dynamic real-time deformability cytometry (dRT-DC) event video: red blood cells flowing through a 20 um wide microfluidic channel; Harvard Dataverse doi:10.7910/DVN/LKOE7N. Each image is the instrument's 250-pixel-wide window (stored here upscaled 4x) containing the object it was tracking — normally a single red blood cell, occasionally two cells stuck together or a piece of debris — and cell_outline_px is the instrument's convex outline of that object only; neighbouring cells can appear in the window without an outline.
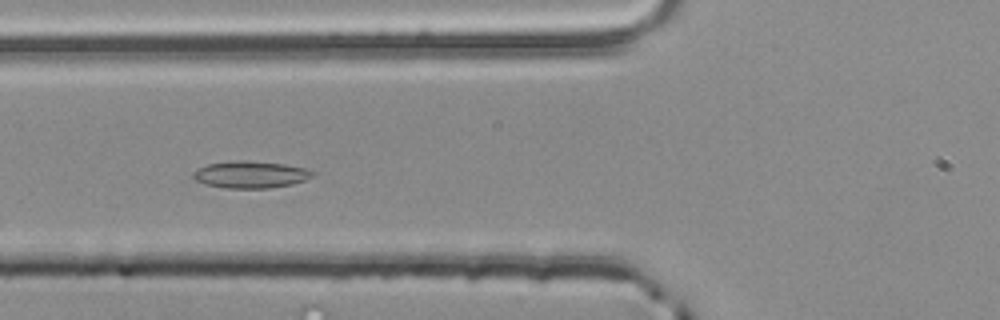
{"species": "common noctule bat (a hibernating species)", "species_latin": "Nyctalus noctula", "temperature_condition": "room temperature", "stored_images_in_passage": 43, "camera_frame_rate_fps": 3000, "um_per_image_px": 0.085, "animal": {"sex": "male", "body_mass_g": 20.4}, "frame": {"image": 1, "passage_image": 9, "time_ms": 2.667, "image_size_px": [1000, 320], "cell_outline_px": [[316, 172], [312, 176], [304, 180], [292, 184], [268, 188], [224, 188], [204, 184], [196, 180], [192, 176], [192, 172], [208, 164], [232, 160], [244, 160], [284, 164], [304, 168]], "centroid_in_image_um": [21.27, 14.83], "position_along_channel_um": 104.5, "area_um2": 18.73}}
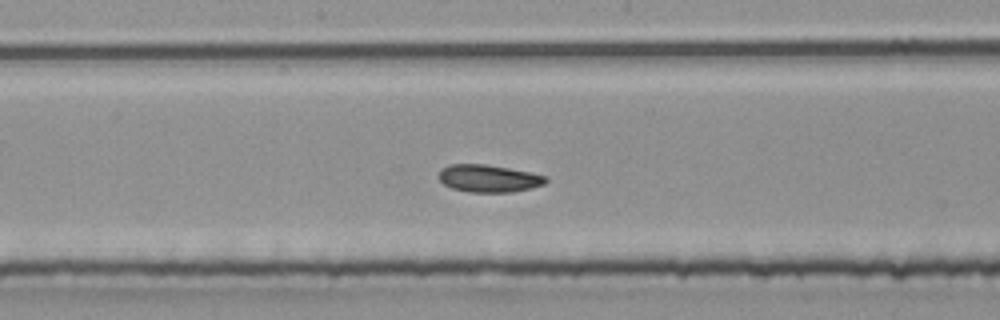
{"frame": {"image": 2, "passage_image": 17, "time_ms": 5.333, "image_size_px": [1000, 320], "cell_outline_px": [[548, 180], [544, 184], [532, 188], [512, 192], [468, 192], [452, 188], [444, 184], [436, 176], [440, 168], [448, 164], [488, 164], [548, 176]], "centroid_in_image_um": [41.5, 15.16], "position_along_channel_um": 206.7, "area_um2": 17.34}}
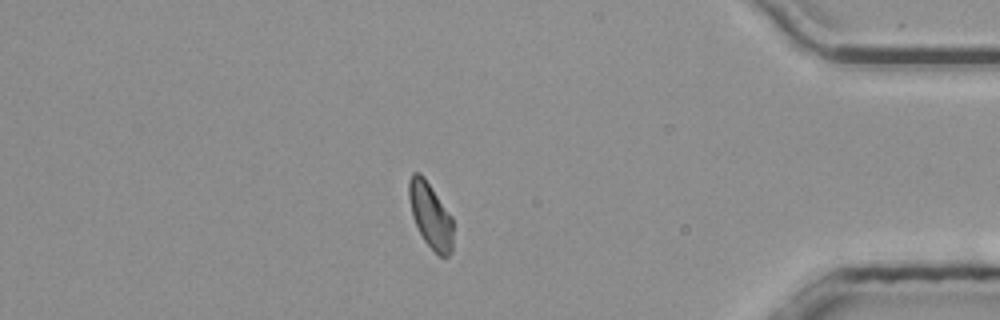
{"frame": {"image": 3, "passage_image": 35, "time_ms": 11.333, "image_size_px": [1000, 320], "cell_outline_px": [[452, 252], [448, 256], [440, 256], [424, 240], [412, 216], [408, 196], [408, 180], [412, 172], [420, 172], [424, 176], [452, 216]], "centroid_in_image_um": [36.57, 18.25], "position_along_channel_um": 398.6, "area_um2": 16.82}, "authors_computed_cell_mechanics": {"area_um2": 17.051, "velocity_mm_per_s": 3.8228, "shape_relaxation_time_tau1_ms": null, "shape_relaxation_time_tau2_ms": 3.523, "deformation_change_tau1": null, "deformation_change_tau2": 0.088}}